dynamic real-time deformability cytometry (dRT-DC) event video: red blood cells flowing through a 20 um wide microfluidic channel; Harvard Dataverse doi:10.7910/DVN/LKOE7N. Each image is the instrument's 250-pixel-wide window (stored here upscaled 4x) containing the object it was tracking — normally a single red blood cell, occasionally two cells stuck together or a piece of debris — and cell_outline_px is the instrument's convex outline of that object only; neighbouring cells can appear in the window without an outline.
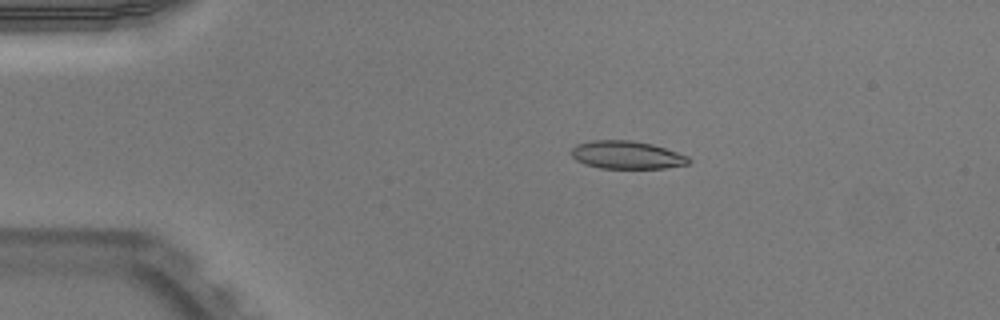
{"species": "Egyptian fruit bat (a non-hibernating species)", "species_latin": "Rousettus aegyptiacus", "temperature_condition": "warm", "stored_images_in_passage": 50, "camera_frame_rate_fps": 3000, "um_per_image_px": 0.085, "animal": {"sex": "male"}, "frame": {"image": 1, "passage_image": 9, "time_ms": 2.667, "image_size_px": [1000, 320], "cell_outline_px": [[692, 160], [688, 164], [664, 168], [600, 168], [584, 164], [576, 160], [568, 152], [576, 144], [592, 140], [632, 140], [652, 144], [688, 156]], "centroid_in_image_um": [53.24, 13.17], "position_along_channel_um": 31.8, "area_um2": 19.19}}
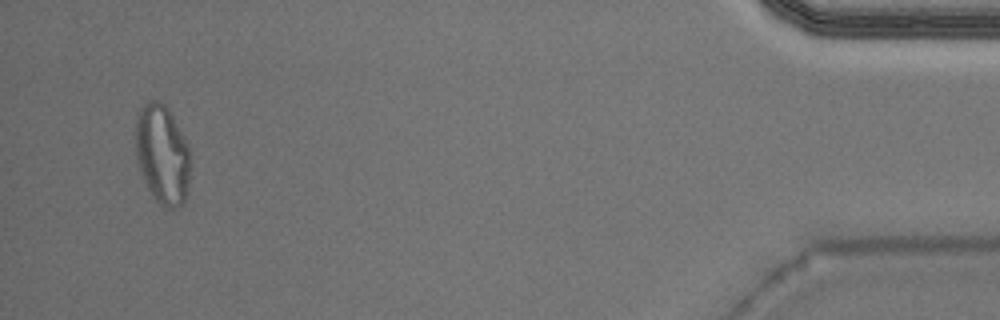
{"frame": {"image": 2, "passage_image": 48, "time_ms": 15.667, "image_size_px": [1000, 320], "cell_outline_px": [[188, 180], [184, 204], [176, 208], [168, 208], [160, 204], [152, 196], [148, 188], [140, 168], [136, 156], [136, 112], [148, 100], [160, 100], [168, 108], [188, 148]], "centroid_in_image_um": [13.76, 13.1], "position_along_channel_um": 421.4, "area_um2": 31.1}, "authors_computed_cell_mechanics": {"area_um2": 19.4497, "velocity_mm_per_s": 3.9797, "shape_relaxation_time_tau1_ms": null, "shape_relaxation_time_tau2_ms": 0.8631, "deformation_change_tau1": null, "deformation_change_tau2": 0.0775}}